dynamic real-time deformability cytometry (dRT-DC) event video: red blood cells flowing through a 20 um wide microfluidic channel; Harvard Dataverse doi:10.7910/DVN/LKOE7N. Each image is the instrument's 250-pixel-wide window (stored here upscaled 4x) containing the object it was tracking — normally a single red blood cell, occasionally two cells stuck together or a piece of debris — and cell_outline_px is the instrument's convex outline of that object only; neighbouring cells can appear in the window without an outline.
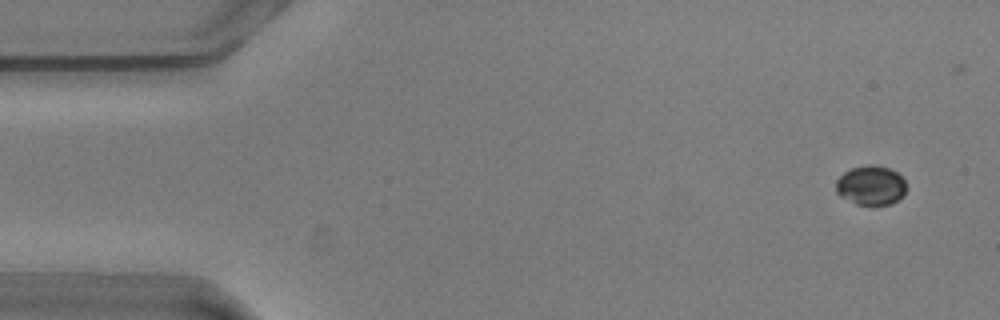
{"species": "common noctule bat (a hibernating species)", "species_latin": "Nyctalus noctula", "temperature_condition": "warm", "stored_images_in_passage": 6, "camera_frame_rate_fps": 3000, "um_per_image_px": 0.085, "animal": {"sex": "male", "body_mass_g": 20.5, "forearm_length_mm": 52.5}, "frame": {"image": 1, "passage_image": 3, "time_ms": 0.667, "image_size_px": [1000, 320], "cell_outline_px": [[904, 196], [900, 200], [892, 204], [856, 204], [840, 196], [836, 192], [836, 180], [844, 172], [852, 168], [868, 164], [872, 164], [888, 168], [896, 172], [904, 180]], "centroid_in_image_um": [74.01, 15.76], "position_along_channel_um": 11.0, "area_um2": 16.07}}